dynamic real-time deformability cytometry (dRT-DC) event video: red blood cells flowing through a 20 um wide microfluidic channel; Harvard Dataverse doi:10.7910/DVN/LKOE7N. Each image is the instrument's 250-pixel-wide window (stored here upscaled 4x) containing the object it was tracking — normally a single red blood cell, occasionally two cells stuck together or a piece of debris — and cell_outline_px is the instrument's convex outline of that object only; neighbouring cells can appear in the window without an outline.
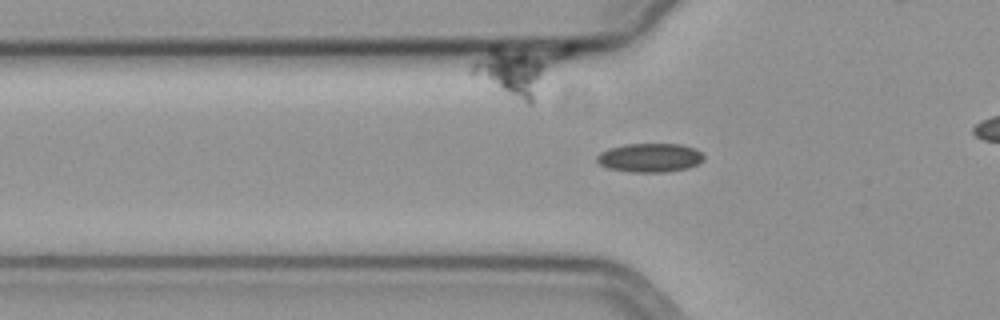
{"species": "common noctule bat (a hibernating species)", "species_latin": "Nyctalus noctula", "temperature_condition": "cold", "stored_images_in_passage": 41, "camera_frame_rate_fps": 3000, "um_per_image_px": 0.085, "animal": {"sex": "female", "body_mass_g": 19.3, "forearm_length_mm": 54.1}, "frame": {"image": 1, "passage_image": 14, "time_ms": 4.333, "image_size_px": [1000, 320], "cell_outline_px": [[704, 160], [688, 168], [664, 172], [632, 172], [608, 168], [600, 164], [596, 160], [596, 156], [600, 152], [608, 148], [624, 144], [680, 144], [696, 148], [704, 156]], "centroid_in_image_um": [55.23, 13.4], "position_along_channel_um": 70.6, "area_um2": 18.03}}
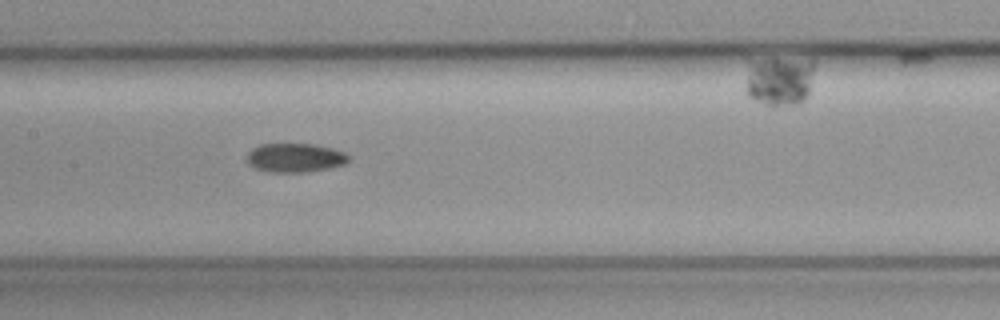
{"frame": {"image": 2, "passage_image": 23, "time_ms": 7.333, "image_size_px": [1000, 320], "cell_outline_px": [[348, 160], [344, 164], [328, 168], [308, 172], [272, 172], [256, 168], [248, 164], [248, 152], [252, 148], [260, 144], [316, 144], [332, 148], [344, 152], [348, 156]], "centroid_in_image_um": [25.07, 13.4], "position_along_channel_um": 182.3, "area_um2": 17.05}}
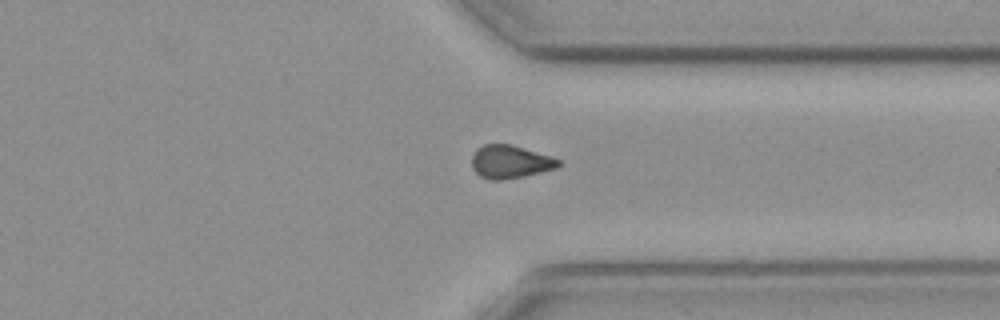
{"frame": {"image": 3, "passage_image": 38, "time_ms": 12.333, "image_size_px": [1000, 320], "cell_outline_px": [[560, 164], [556, 168], [524, 176], [500, 180], [488, 180], [480, 176], [472, 168], [472, 156], [476, 148], [484, 144], [512, 144], [552, 156], [560, 160]], "centroid_in_image_um": [43.35, 13.74], "position_along_channel_um": 368.1, "area_um2": 16.82}}